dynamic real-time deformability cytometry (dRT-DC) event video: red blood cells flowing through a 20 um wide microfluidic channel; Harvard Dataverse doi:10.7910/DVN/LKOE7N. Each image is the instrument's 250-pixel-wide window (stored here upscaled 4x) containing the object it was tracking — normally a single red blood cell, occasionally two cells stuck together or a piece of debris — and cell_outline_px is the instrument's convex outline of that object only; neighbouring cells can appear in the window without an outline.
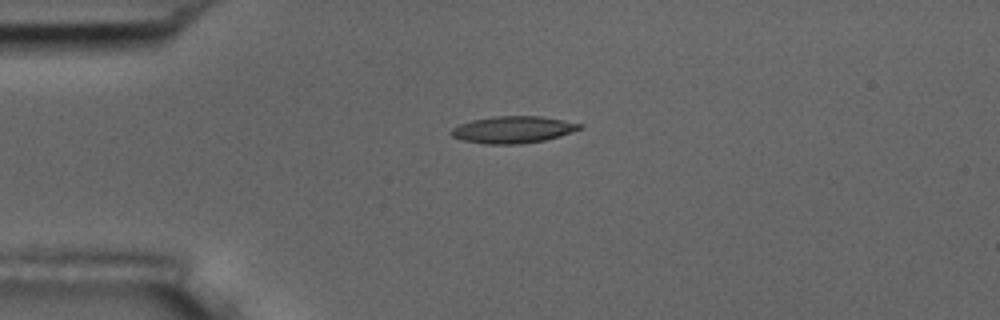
{"species": "common noctule bat (a hibernating species)", "species_latin": "Nyctalus noctula", "temperature_condition": "room temperature", "stored_images_in_passage": 42, "camera_frame_rate_fps": 3000, "um_per_image_px": 0.085, "animal": {"sex": "male", "body_mass_g": 17.5, "forearm_length_mm": 52.3}, "frame": {"image": 1, "passage_image": 1, "time_ms": 0.0, "image_size_px": [1000, 320], "cell_outline_px": [[584, 128], [560, 136], [544, 140], [520, 144], [484, 144], [464, 140], [452, 136], [448, 132], [452, 128], [460, 124], [472, 120], [492, 116], [540, 116], [564, 120], [584, 124]], "centroid_in_image_um": [43.63, 11.01], "position_along_channel_um": 41.4, "area_um2": 20.29}}
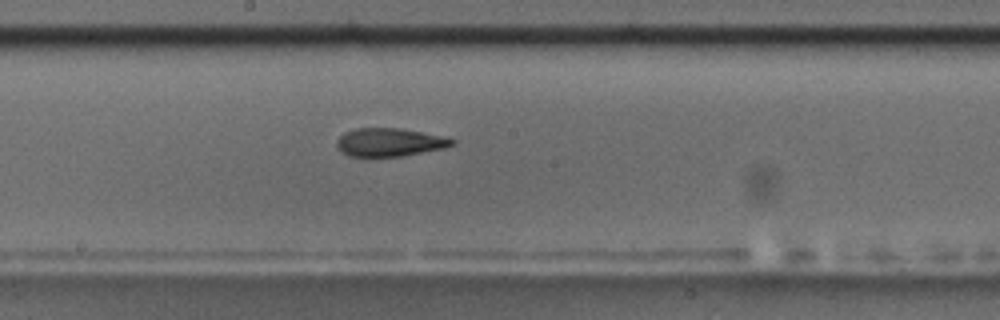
{"frame": {"image": 2, "passage_image": 17, "time_ms": 5.333, "image_size_px": [1000, 320], "cell_outline_px": [[456, 144], [444, 148], [400, 156], [348, 156], [340, 152], [336, 148], [336, 140], [344, 132], [356, 128], [400, 128], [440, 136], [456, 140]], "centroid_in_image_um": [33.05, 12.09], "position_along_channel_um": 215.1, "area_um2": 18.9}}
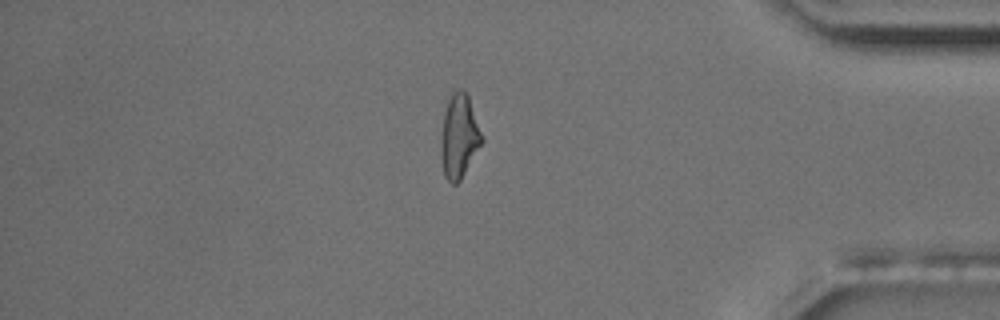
{"frame": {"image": 3, "passage_image": 34, "time_ms": 11.0, "image_size_px": [1000, 320], "cell_outline_px": [[484, 140], [460, 180], [456, 184], [452, 184], [444, 176], [440, 156], [440, 140], [444, 112], [452, 88], [468, 92], [484, 136]], "centroid_in_image_um": [39.03, 11.54], "position_along_channel_um": 396.2, "area_um2": 20.52}, "authors_computed_cell_mechanics": {"area_um2": 19.7098, "velocity_mm_per_s": 3.7264, "shape_relaxation_time_tau1_ms": 6.0474, "shape_relaxation_time_tau2_ms": 3.9921, "deformation_change_tau1": 0.1824, "deformation_change_tau2": 0.1417}}